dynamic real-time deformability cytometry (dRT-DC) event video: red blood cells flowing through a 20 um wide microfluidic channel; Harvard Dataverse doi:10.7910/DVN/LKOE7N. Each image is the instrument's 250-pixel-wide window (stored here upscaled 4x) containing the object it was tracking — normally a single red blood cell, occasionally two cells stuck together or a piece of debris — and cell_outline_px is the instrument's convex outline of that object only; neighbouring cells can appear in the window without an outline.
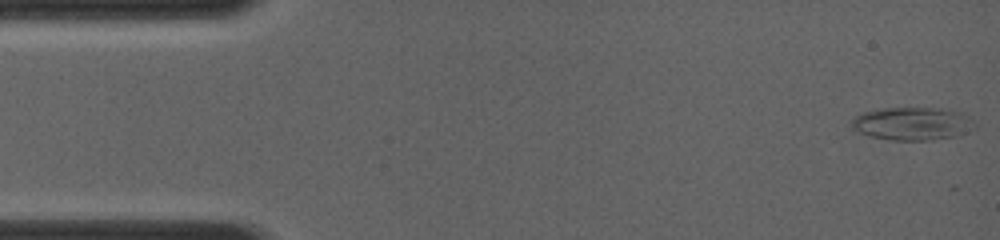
{"species": "common noctule bat (a hibernating species)", "species_latin": "Nyctalus noctula", "temperature_condition": "room temperature", "stored_images_in_passage": 7, "camera_frame_rate_fps": 4000, "um_per_image_px": 0.085, "animal": {"sex": "female", "body_mass_g": 19.0, "forearm_length_mm": 56.7}, "frame": {"image": 1, "passage_image": 1, "time_ms": 0.0, "image_size_px": [1000, 240], "cell_outline_px": [[976, 128], [960, 136], [932, 140], [888, 140], [872, 136], [860, 132], [852, 128], [852, 120], [856, 116], [864, 112], [884, 108], [940, 108], [960, 112], [972, 120], [976, 124]], "centroid_in_image_um": [77.61, 10.52], "position_along_channel_um": 7.4, "area_um2": 23.7}}